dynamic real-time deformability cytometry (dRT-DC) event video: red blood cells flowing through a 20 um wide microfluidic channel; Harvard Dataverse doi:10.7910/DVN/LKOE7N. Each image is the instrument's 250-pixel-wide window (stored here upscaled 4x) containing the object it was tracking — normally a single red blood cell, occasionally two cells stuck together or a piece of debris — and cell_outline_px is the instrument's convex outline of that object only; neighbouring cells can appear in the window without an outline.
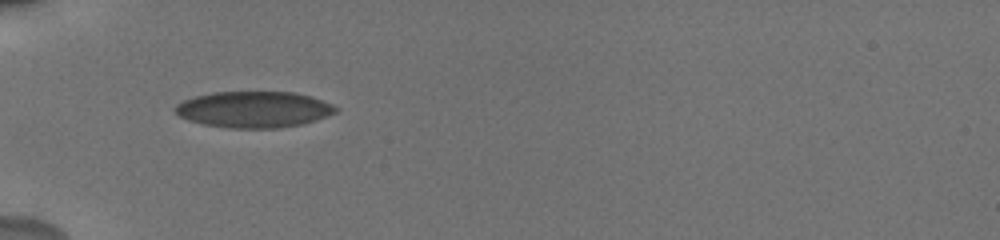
{"species": "human", "species_latin": "Homo sapiens", "temperature_condition": "cold", "stored_images_in_passage": 27, "camera_frame_rate_fps": 3000, "um_per_image_px": 0.085, "donor": {"sex": "male"}, "frame": {"image": 1, "passage_image": 1, "time_ms": 0.0, "image_size_px": [1000, 240], "cell_outline_px": [[340, 108], [336, 112], [328, 116], [316, 120], [300, 124], [276, 128], [228, 128], [204, 124], [188, 120], [180, 116], [172, 108], [176, 104], [184, 100], [196, 96], [212, 92], [292, 92], [312, 96], [332, 104]], "centroid_in_image_um": [21.58, 9.3], "position_along_channel_um": 63.4, "area_um2": 33.93}}
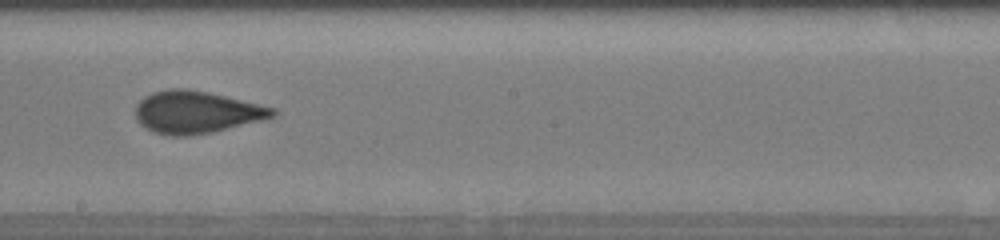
{"frame": {"image": 2, "passage_image": 11, "time_ms": 4.667, "image_size_px": [1000, 240], "cell_outline_px": [[280, 112], [276, 116], [264, 120], [212, 132], [188, 136], [172, 136], [156, 132], [140, 124], [136, 120], [136, 104], [144, 96], [152, 92], [168, 88], [188, 88], [208, 92], [276, 108]], "centroid_in_image_um": [16.72, 9.52], "position_along_channel_um": 231.5, "area_um2": 33.99}}
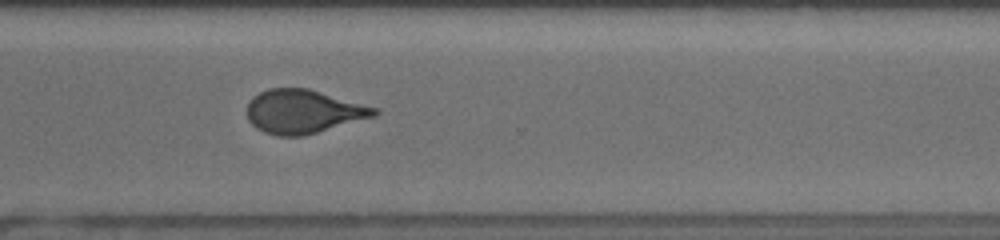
{"frame": {"image": 3, "passage_image": 16, "time_ms": 7.667, "image_size_px": [1000, 240], "cell_outline_px": [[380, 112], [376, 116], [316, 132], [300, 136], [280, 136], [264, 132], [256, 128], [248, 120], [248, 100], [252, 96], [268, 88], [308, 88], [380, 108]], "centroid_in_image_um": [25.79, 9.46], "position_along_channel_um": 344.8, "area_um2": 32.48}, "authors_computed_cell_mechanics": {"area_um2": 33.0038, "velocity_mm_per_s": 3.7814, "shape_relaxation_time_tau1_ms": null, "shape_relaxation_time_tau2_ms": 0.9128, "deformation_change_tau1": null, "deformation_change_tau2": 0.0621}}